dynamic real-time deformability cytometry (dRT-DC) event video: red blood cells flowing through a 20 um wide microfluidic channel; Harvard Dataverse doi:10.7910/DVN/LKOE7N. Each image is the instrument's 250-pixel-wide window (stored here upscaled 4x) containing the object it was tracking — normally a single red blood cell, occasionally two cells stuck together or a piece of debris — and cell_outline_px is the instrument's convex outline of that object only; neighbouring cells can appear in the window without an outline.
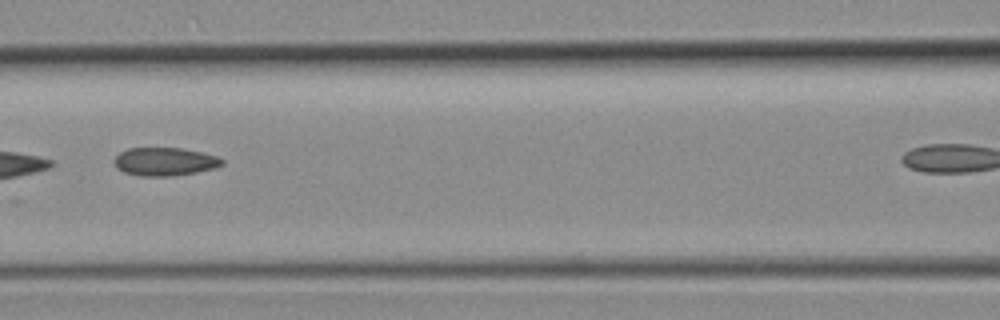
{"species": "common noctule bat (a hibernating species)", "species_latin": "Nyctalus noctula", "temperature_condition": "room temperature", "stored_images_in_passage": 5, "camera_frame_rate_fps": 3000, "um_per_image_px": 0.085, "animal": {"sex": "female", "body_mass_g": 19.3, "forearm_length_mm": 54.1}, "frame": {"image": 1, "passage_image": 4, "time_ms": 1.0, "image_size_px": [1000, 320], "cell_outline_px": [[224, 164], [216, 168], [196, 172], [172, 176], [140, 176], [124, 172], [116, 168], [112, 160], [120, 152], [128, 148], [180, 148], [200, 152], [216, 156], [224, 160]], "centroid_in_image_um": [13.98, 13.74], "position_along_channel_um": 152.6, "area_um2": 17.8}}